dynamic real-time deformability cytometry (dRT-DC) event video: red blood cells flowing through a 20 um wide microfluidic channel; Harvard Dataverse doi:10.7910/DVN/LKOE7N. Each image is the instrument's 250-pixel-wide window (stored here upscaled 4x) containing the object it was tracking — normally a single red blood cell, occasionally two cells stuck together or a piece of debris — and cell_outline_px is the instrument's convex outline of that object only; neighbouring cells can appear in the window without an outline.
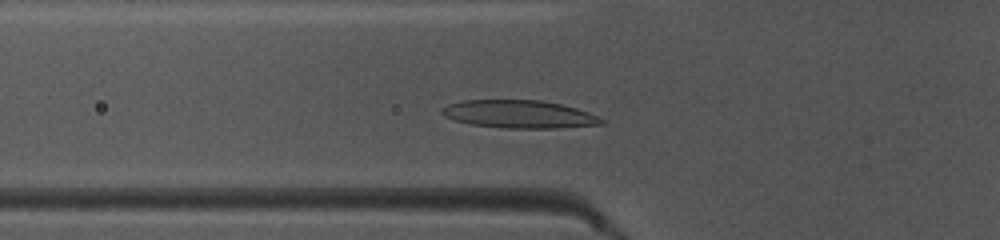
{"species": "common noctule bat (a hibernating species)", "species_latin": "Nyctalus noctula", "temperature_condition": "warm", "stored_images_in_passage": 35, "camera_frame_rate_fps": 3000, "um_per_image_px": 0.085, "animal": {"sex": "female", "body_mass_g": 10.0, "forearm_length_mm": 53.1}, "frame": {"image": 1, "passage_image": 3, "time_ms": 0.667, "image_size_px": [1000, 240], "cell_outline_px": [[604, 124], [556, 128], [504, 128], [468, 124], [444, 116], [440, 112], [440, 108], [448, 104], [464, 100], [540, 100], [560, 104], [576, 108], [588, 112], [604, 120]], "centroid_in_image_um": [44.09, 9.71], "position_along_channel_um": 81.7, "area_um2": 25.89}}
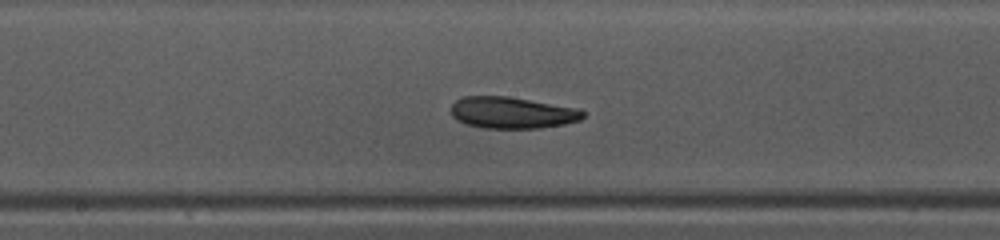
{"frame": {"image": 2, "passage_image": 12, "time_ms": 3.667, "image_size_px": [1000, 240], "cell_outline_px": [[584, 116], [580, 120], [564, 124], [540, 128], [484, 128], [464, 124], [456, 120], [452, 116], [452, 104], [456, 100], [464, 96], [508, 96], [580, 108], [584, 112]], "centroid_in_image_um": [43.53, 9.58], "position_along_channel_um": 204.7, "area_um2": 24.45}}
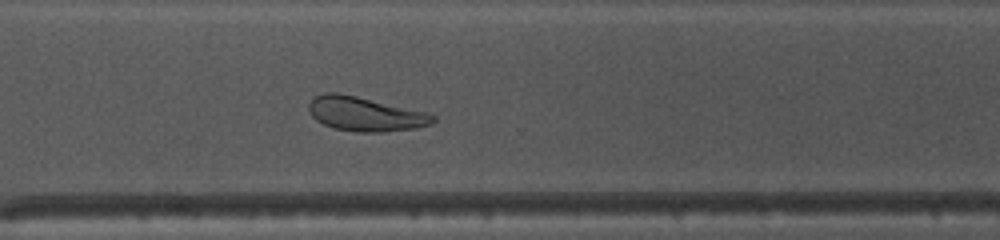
{"frame": {"image": 3, "passage_image": 22, "time_ms": 7.0, "image_size_px": [1000, 240], "cell_outline_px": [[436, 120], [432, 124], [416, 128], [384, 132], [356, 132], [332, 128], [316, 120], [312, 116], [308, 108], [308, 104], [316, 96], [324, 92], [336, 92], [356, 96], [432, 112], [436, 116]], "centroid_in_image_um": [31.1, 9.69], "position_along_channel_um": 339.5, "area_um2": 25.2}, "authors_computed_cell_mechanics": {"area_um2": 24.9696, "velocity_mm_per_s": 4.0614, "shape_relaxation_time_tau1_ms": 5.916, "shape_relaxation_time_tau2_ms": 4.0107, "deformation_change_tau1": 0.1616, "deformation_change_tau2": 0.1189}}